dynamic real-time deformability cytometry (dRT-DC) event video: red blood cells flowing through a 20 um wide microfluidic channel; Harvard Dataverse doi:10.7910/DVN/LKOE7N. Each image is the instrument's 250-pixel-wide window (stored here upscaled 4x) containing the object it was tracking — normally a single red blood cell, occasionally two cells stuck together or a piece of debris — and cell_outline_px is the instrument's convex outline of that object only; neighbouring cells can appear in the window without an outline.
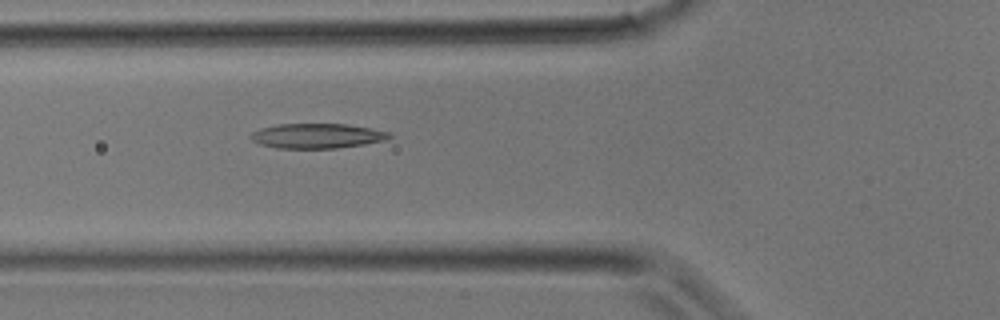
{"species": "common noctule bat (a hibernating species)", "species_latin": "Nyctalus noctula", "temperature_condition": "room temperature", "stored_images_in_passage": 28, "camera_frame_rate_fps": 3000, "um_per_image_px": 0.085, "animal": {"sex": "male", "body_mass_g": 17.9}, "frame": {"image": 1, "passage_image": 7, "time_ms": 2.0, "image_size_px": [1000, 320], "cell_outline_px": [[392, 136], [388, 140], [364, 144], [336, 148], [276, 148], [260, 144], [252, 140], [248, 136], [252, 132], [260, 128], [276, 124], [344, 124], [372, 128], [392, 132]], "centroid_in_image_um": [26.97, 11.55], "position_along_channel_um": 98.8, "area_um2": 20.23}}
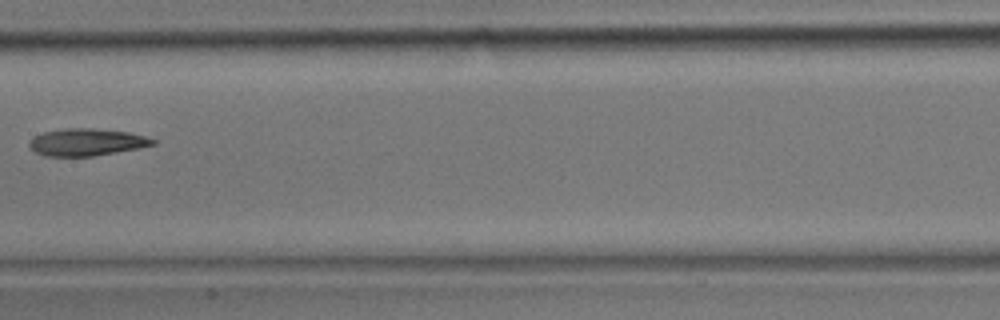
{"frame": {"image": 2, "passage_image": 12, "time_ms": 3.667, "image_size_px": [1000, 320], "cell_outline_px": [[156, 144], [140, 148], [92, 156], [44, 156], [36, 152], [28, 144], [36, 136], [44, 132], [64, 128], [92, 128], [128, 132], [144, 136], [156, 140]], "centroid_in_image_um": [7.39, 12.08], "position_along_channel_um": 200.0, "area_um2": 19.36}}
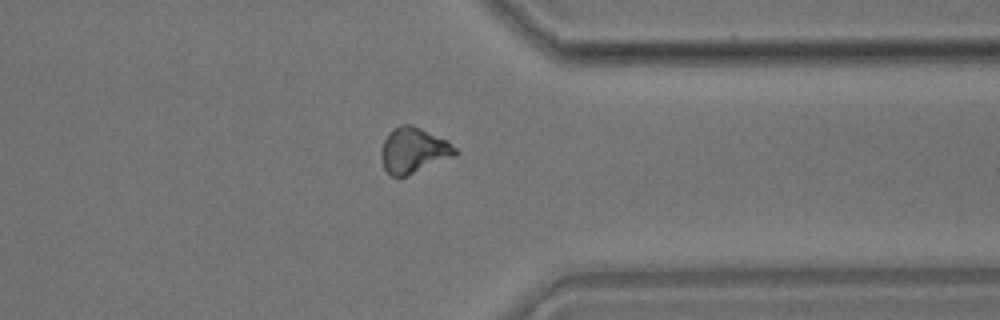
{"frame": {"image": 3, "passage_image": 21, "time_ms": 6.667, "image_size_px": [1000, 320], "cell_outline_px": [[460, 152], [456, 156], [408, 176], [392, 176], [384, 168], [380, 160], [380, 152], [384, 140], [388, 132], [392, 128], [400, 124], [408, 124], [420, 128], [448, 140]], "centroid_in_image_um": [35.16, 12.78], "position_along_channel_um": 376.2, "area_um2": 20.0}}